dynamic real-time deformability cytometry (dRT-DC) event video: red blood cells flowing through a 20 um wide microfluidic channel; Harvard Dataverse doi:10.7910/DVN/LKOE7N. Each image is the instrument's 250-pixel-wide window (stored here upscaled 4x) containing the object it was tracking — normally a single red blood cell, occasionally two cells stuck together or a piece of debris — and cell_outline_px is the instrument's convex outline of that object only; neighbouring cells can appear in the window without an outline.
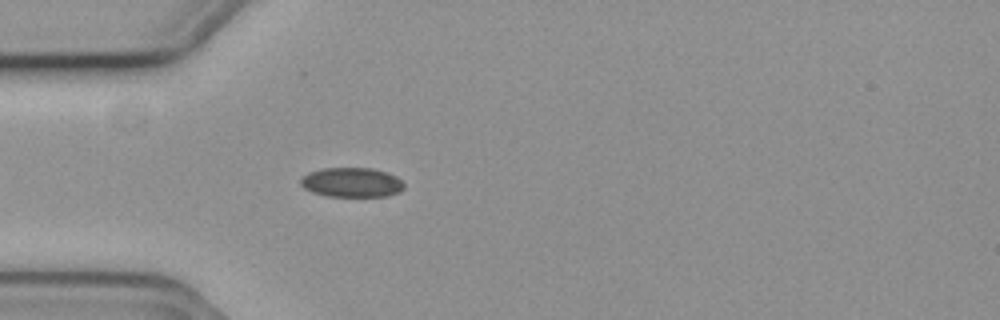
{"species": "common noctule bat (a hibernating species)", "species_latin": "Nyctalus noctula", "temperature_condition": "cold", "stored_images_in_passage": 47, "camera_frame_rate_fps": 3000, "um_per_image_px": 0.085, "animal": {"sex": "female", "body_mass_g": 19.3, "forearm_length_mm": 54.1}, "frame": {"image": 1, "passage_image": 7, "time_ms": 2.0, "image_size_px": [1000, 320], "cell_outline_px": [[404, 188], [400, 192], [388, 196], [328, 196], [312, 192], [304, 188], [300, 184], [300, 180], [308, 172], [320, 168], [372, 168], [388, 172], [396, 176], [404, 184]], "centroid_in_image_um": [29.9, 15.5], "position_along_channel_um": 55.1, "area_um2": 17.92}}
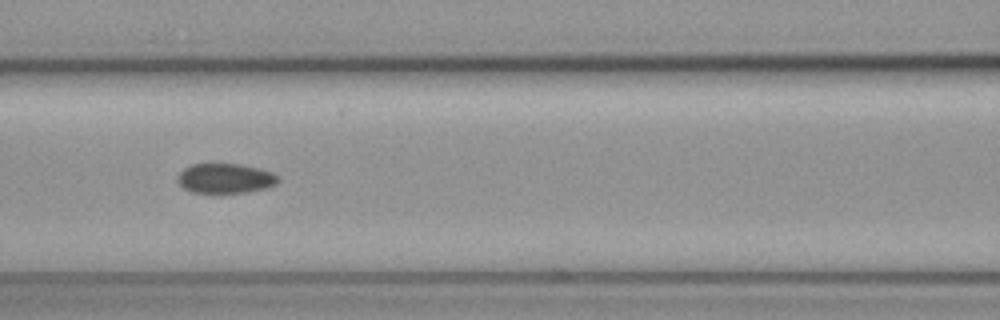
{"frame": {"image": 2, "passage_image": 15, "time_ms": 4.667, "image_size_px": [1000, 320], "cell_outline_px": [[280, 180], [276, 184], [264, 188], [244, 192], [216, 196], [192, 192], [184, 188], [176, 180], [180, 172], [184, 168], [192, 164], [240, 164], [272, 172]], "centroid_in_image_um": [19.09, 15.2], "position_along_channel_um": 147.5, "area_um2": 17.86}}
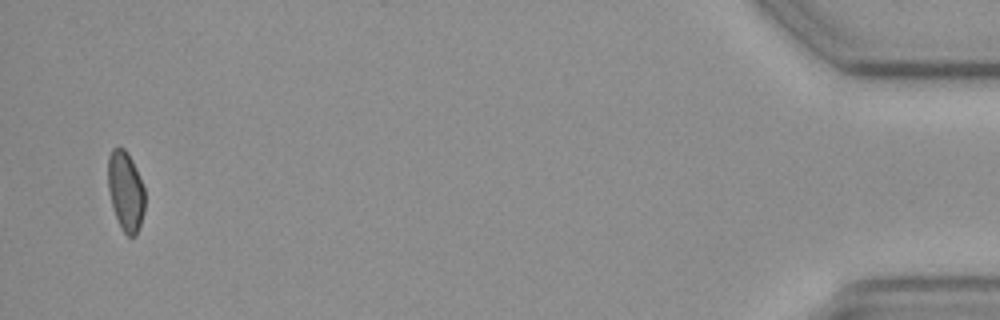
{"frame": {"image": 3, "passage_image": 45, "time_ms": 14.667, "image_size_px": [1000, 320], "cell_outline_px": [[144, 212], [140, 228], [136, 236], [128, 236], [120, 228], [112, 204], [108, 188], [108, 156], [112, 148], [124, 148], [128, 152], [132, 160], [144, 188]], "centroid_in_image_um": [10.68, 16.26], "position_along_channel_um": 424.5, "area_um2": 17.11}, "authors_computed_cell_mechanics": {"area_um2": 17.8602, "velocity_mm_per_s": 3.6993, "shape_relaxation_time_tau1_ms": null, "shape_relaxation_time_tau2_ms": 2.1687, "deformation_change_tau1": null, "deformation_change_tau2": 0.0644}}